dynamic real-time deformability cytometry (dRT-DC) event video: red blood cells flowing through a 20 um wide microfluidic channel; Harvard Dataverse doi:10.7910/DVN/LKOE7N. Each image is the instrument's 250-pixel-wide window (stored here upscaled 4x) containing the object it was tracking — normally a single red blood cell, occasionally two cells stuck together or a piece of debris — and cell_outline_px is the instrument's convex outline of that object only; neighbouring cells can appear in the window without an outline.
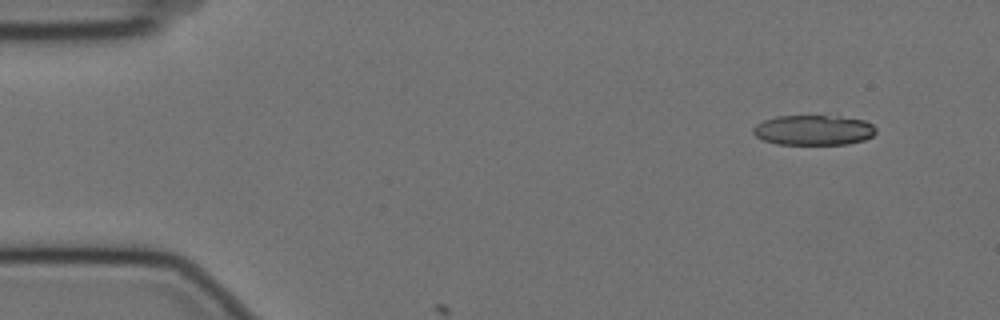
{"species": "Egyptian fruit bat (a non-hibernating species)", "species_latin": "Rousettus aegyptiacus", "temperature_condition": "cold", "stored_images_in_passage": 5, "camera_frame_rate_fps": 3000, "um_per_image_px": 0.085, "animal": {"sex": "female"}, "frame": {"image": 1, "passage_image": 1, "time_ms": 0.0, "image_size_px": [1000, 320], "cell_outline_px": [[876, 132], [872, 136], [864, 140], [848, 144], [776, 144], [764, 140], [756, 136], [752, 132], [752, 128], [756, 124], [764, 120], [776, 116], [840, 116], [864, 120], [872, 124], [876, 128]], "centroid_in_image_um": [69.15, 11.06], "position_along_channel_um": 15.8, "area_um2": 21.62}}